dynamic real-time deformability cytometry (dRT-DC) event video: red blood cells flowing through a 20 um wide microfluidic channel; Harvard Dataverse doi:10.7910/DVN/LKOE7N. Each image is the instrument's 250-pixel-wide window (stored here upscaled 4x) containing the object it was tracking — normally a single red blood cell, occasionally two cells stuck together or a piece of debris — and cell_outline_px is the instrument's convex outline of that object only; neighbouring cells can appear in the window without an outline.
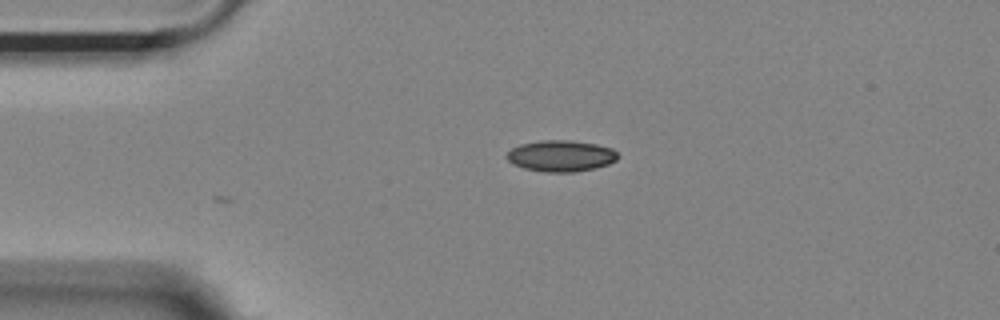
{"species": "Egyptian fruit bat (a non-hibernating species)", "species_latin": "Rousettus aegyptiacus", "temperature_condition": "room temperature", "stored_images_in_passage": 41, "camera_frame_rate_fps": 3000, "um_per_image_px": 0.085, "animal": {"sex": "female"}, "frame": {"image": 1, "passage_image": 1, "time_ms": 0.0, "image_size_px": [1000, 320], "cell_outline_px": [[620, 156], [616, 160], [608, 164], [596, 168], [572, 172], [548, 172], [524, 168], [512, 164], [504, 156], [512, 148], [520, 144], [540, 140], [572, 140], [596, 144], [612, 148]], "centroid_in_image_um": [47.67, 13.24], "position_along_channel_um": 37.3, "area_um2": 20.35}}
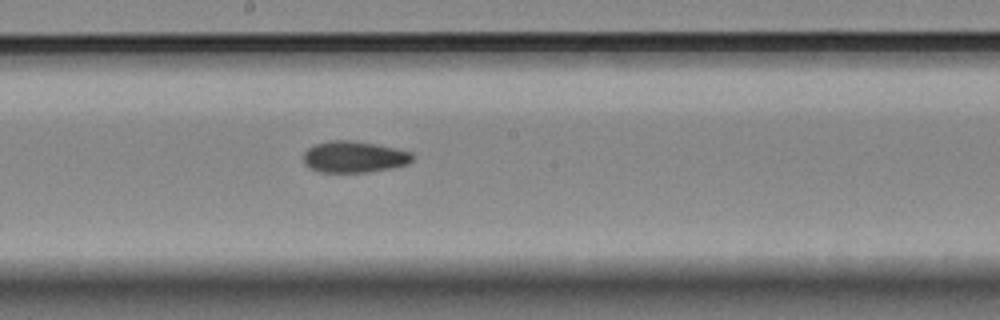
{"frame": {"image": 2, "passage_image": 18, "time_ms": 5.667, "image_size_px": [1000, 320], "cell_outline_px": [[412, 160], [408, 164], [392, 168], [368, 172], [316, 172], [308, 168], [304, 164], [304, 152], [312, 144], [328, 140], [352, 140], [376, 144], [396, 148], [412, 152]], "centroid_in_image_um": [30.06, 13.33], "position_along_channel_um": 218.1, "area_um2": 20.29}}
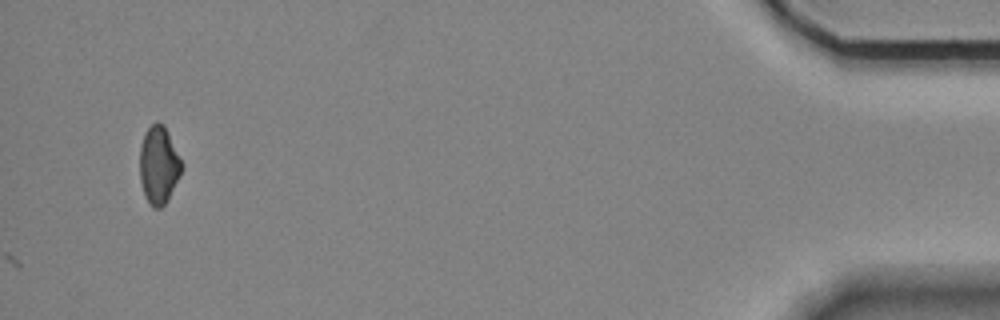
{"frame": {"image": 3, "passage_image": 41, "time_ms": 13.333, "image_size_px": [1000, 320], "cell_outline_px": [[184, 164], [164, 204], [160, 208], [152, 208], [144, 196], [140, 180], [140, 144], [144, 132], [156, 120], [164, 124]], "centroid_in_image_um": [13.47, 13.98], "position_along_channel_um": 421.7, "area_um2": 18.9}, "authors_computed_cell_mechanics": {"area_um2": 19.941, "velocity_mm_per_s": 3.6799, "shape_relaxation_time_tau1_ms": null, "shape_relaxation_time_tau2_ms": 6.365, "deformation_change_tau1": null, "deformation_change_tau2": 0.0877}}